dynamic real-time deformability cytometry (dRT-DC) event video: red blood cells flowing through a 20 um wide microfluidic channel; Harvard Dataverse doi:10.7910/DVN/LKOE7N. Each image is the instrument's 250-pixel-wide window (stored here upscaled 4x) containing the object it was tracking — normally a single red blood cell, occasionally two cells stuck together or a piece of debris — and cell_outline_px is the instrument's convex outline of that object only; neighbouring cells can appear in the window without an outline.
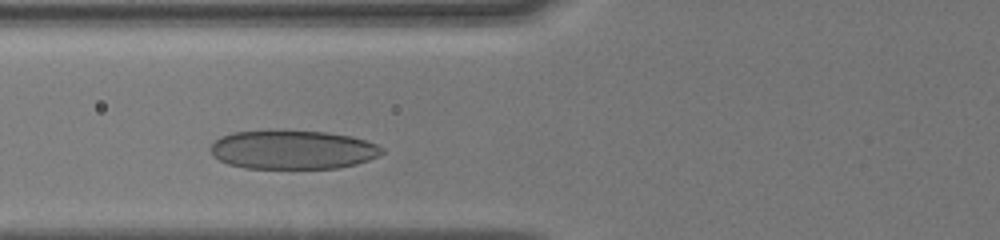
{"species": "human", "species_latin": "Homo sapiens", "temperature_condition": "cold", "stored_images_in_passage": 17, "camera_frame_rate_fps": 3000, "um_per_image_px": 0.085, "donor": {"sex": "male"}, "frame": {"image": 1, "passage_image": 4, "time_ms": 1.667, "image_size_px": [1000, 240], "cell_outline_px": [[384, 152], [368, 160], [356, 164], [336, 168], [244, 168], [228, 164], [212, 156], [208, 148], [220, 136], [232, 132], [328, 132], [352, 136], [376, 144], [384, 148]], "centroid_in_image_um": [24.86, 12.74], "position_along_channel_um": 100.9, "area_um2": 38.38}}
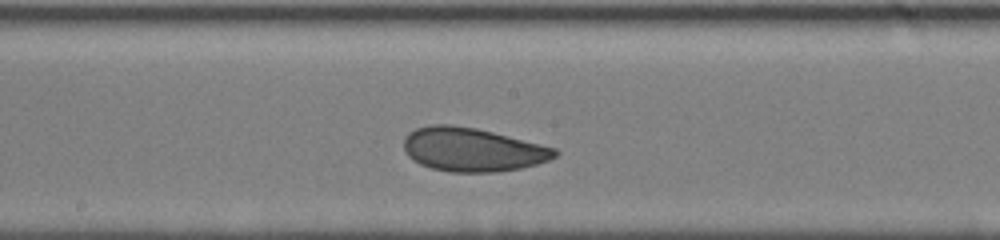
{"frame": {"image": 2, "passage_image": 9, "time_ms": 4.333, "image_size_px": [1000, 240], "cell_outline_px": [[560, 152], [556, 156], [548, 160], [536, 164], [520, 168], [496, 172], [452, 172], [432, 168], [420, 164], [412, 160], [408, 156], [404, 148], [404, 136], [408, 132], [416, 128], [432, 124], [448, 124], [476, 128], [556, 148]], "centroid_in_image_um": [40.13, 12.71], "position_along_channel_um": 208.1, "area_um2": 38.38}}
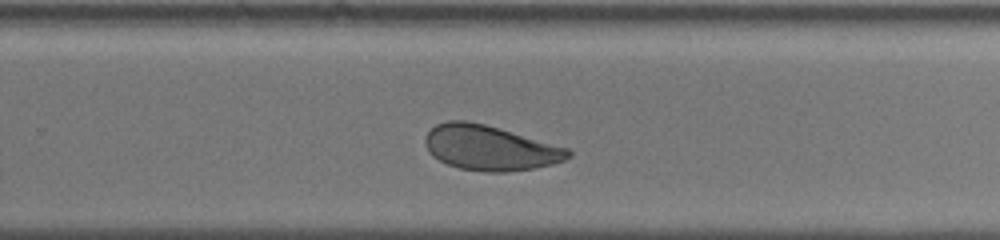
{"frame": {"image": 3, "passage_image": 16, "time_ms": 6.333, "image_size_px": [1000, 240], "cell_outline_px": [[572, 156], [564, 160], [552, 164], [536, 168], [508, 172], [484, 172], [460, 168], [448, 164], [432, 156], [424, 140], [424, 136], [436, 124], [448, 120], [468, 120], [484, 124], [568, 148], [572, 152]], "centroid_in_image_um": [41.64, 12.57], "position_along_channel_um": 288.2, "area_um2": 37.34}}